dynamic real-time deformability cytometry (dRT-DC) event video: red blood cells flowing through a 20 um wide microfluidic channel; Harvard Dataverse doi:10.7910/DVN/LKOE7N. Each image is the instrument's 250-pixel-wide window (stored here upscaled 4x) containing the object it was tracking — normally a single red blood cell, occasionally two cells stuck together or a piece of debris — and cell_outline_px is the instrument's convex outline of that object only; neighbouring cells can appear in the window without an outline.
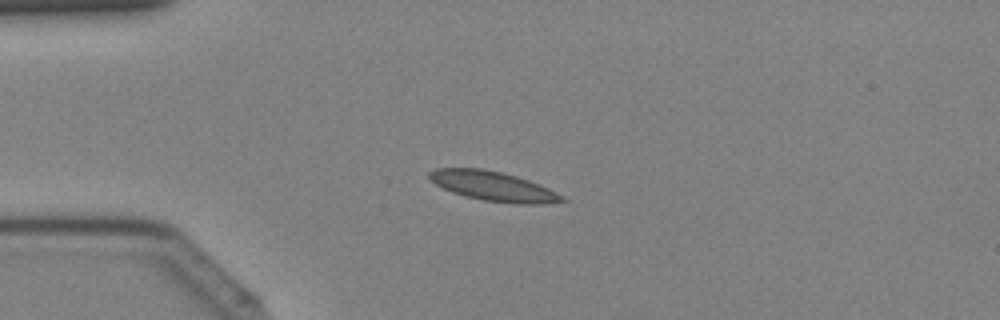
{"species": "Egyptian fruit bat (a non-hibernating species)", "species_latin": "Rousettus aegyptiacus", "temperature_condition": "cold", "stored_images_in_passage": 41, "camera_frame_rate_fps": 3000, "um_per_image_px": 0.085, "animal": {"sex": "female"}, "frame": {"image": 1, "passage_image": 10, "time_ms": 3.0, "image_size_px": [1000, 320], "cell_outline_px": [[568, 200], [544, 204], [512, 204], [484, 200], [464, 196], [452, 192], [436, 184], [428, 176], [428, 172], [436, 168], [480, 168], [500, 172], [516, 176], [540, 184], [564, 196]], "centroid_in_image_um": [41.95, 15.84], "position_along_channel_um": 43.1, "area_um2": 22.83}}
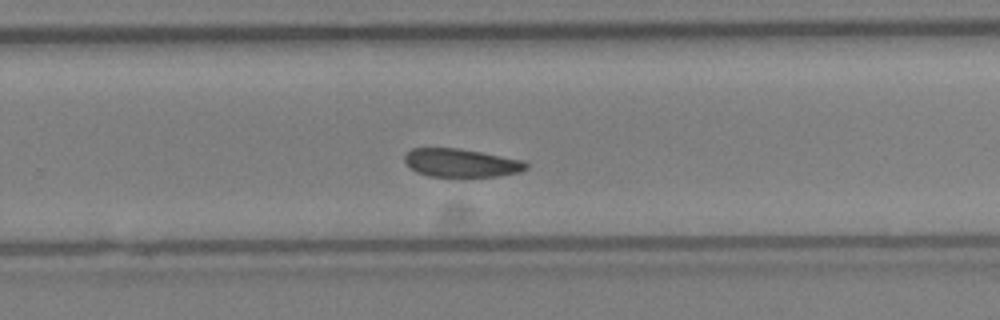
{"frame": {"image": 2, "passage_image": 27, "time_ms": 8.667, "image_size_px": [1000, 320], "cell_outline_px": [[528, 168], [520, 172], [500, 176], [428, 176], [416, 172], [404, 164], [404, 156], [412, 148], [460, 148], [524, 160], [528, 164]], "centroid_in_image_um": [39.19, 13.84], "position_along_channel_um": 290.6, "area_um2": 20.17}}
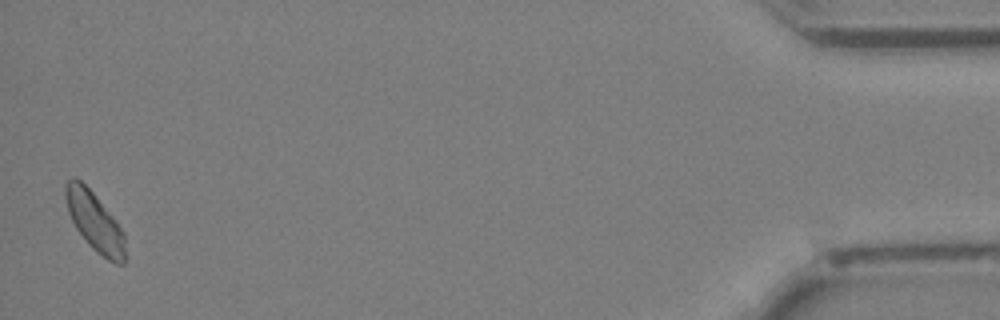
{"frame": {"image": 3, "passage_image": 41, "time_ms": 13.333, "image_size_px": [1000, 320], "cell_outline_px": [[124, 264], [116, 264], [108, 260], [96, 252], [88, 244], [76, 228], [68, 212], [64, 196], [64, 184], [72, 176], [76, 176], [92, 192], [116, 220], [124, 232]], "centroid_in_image_um": [8.02, 18.82], "position_along_channel_um": 427.2, "area_um2": 20.46}}